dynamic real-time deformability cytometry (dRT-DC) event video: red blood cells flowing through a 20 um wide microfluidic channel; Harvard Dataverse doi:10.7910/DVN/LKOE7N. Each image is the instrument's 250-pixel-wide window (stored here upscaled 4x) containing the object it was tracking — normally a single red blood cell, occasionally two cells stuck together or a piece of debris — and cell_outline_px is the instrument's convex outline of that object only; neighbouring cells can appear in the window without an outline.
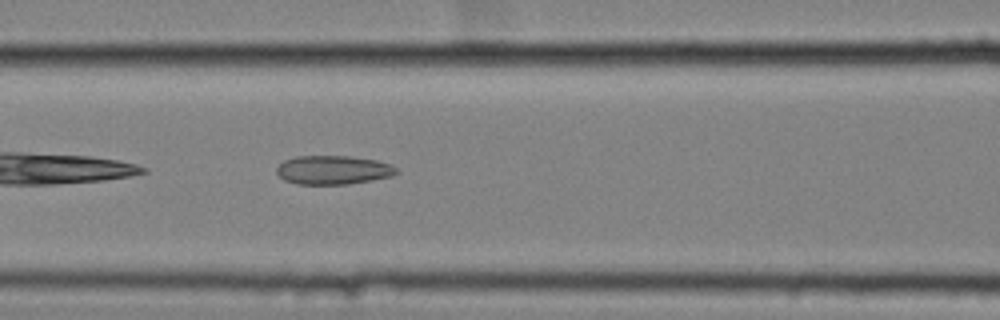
{"species": "common noctule bat (a hibernating species)", "species_latin": "Nyctalus noctula", "temperature_condition": "cold", "stored_images_in_passage": 39, "camera_frame_rate_fps": 3000, "um_per_image_px": 0.085, "animal": {"sex": "female", "body_mass_g": 25.1}, "frame": {"image": 1, "passage_image": 7, "time_ms": 2.0, "image_size_px": [1000, 320], "cell_outline_px": [[400, 172], [392, 176], [348, 184], [296, 184], [284, 180], [276, 172], [276, 168], [284, 160], [296, 156], [348, 156], [376, 160], [388, 164], [396, 168]], "centroid_in_image_um": [28.3, 14.45], "position_along_channel_um": 138.3, "area_um2": 20.06}}
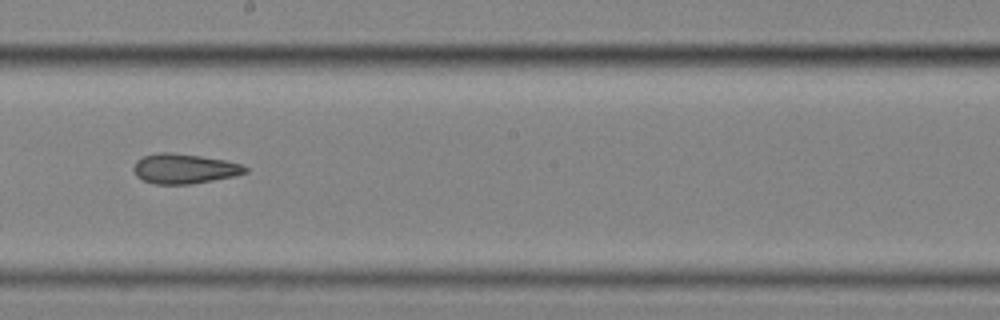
{"frame": {"image": 2, "passage_image": 15, "time_ms": 4.667, "image_size_px": [1000, 320], "cell_outline_px": [[248, 172], [236, 176], [188, 184], [156, 184], [144, 180], [136, 176], [132, 168], [136, 160], [144, 156], [160, 152], [172, 152], [200, 156], [224, 160], [240, 164], [248, 168]], "centroid_in_image_um": [15.65, 14.33], "position_along_channel_um": 232.6, "area_um2": 19.36}}
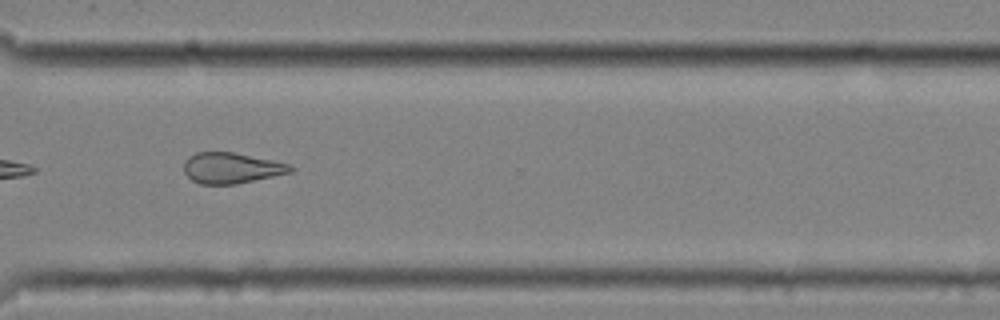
{"frame": {"image": 3, "passage_image": 25, "time_ms": 8.0, "image_size_px": [1000, 320], "cell_outline_px": [[296, 168], [292, 172], [236, 184], [200, 184], [192, 180], [184, 172], [184, 160], [188, 156], [196, 152], [232, 152], [292, 164]], "centroid_in_image_um": [19.68, 14.28], "position_along_channel_um": 350.9, "area_um2": 19.19}, "authors_computed_cell_mechanics": {"area_um2": 19.5364, "velocity_mm_per_s": 3.5384, "shape_relaxation_time_tau1_ms": null, "shape_relaxation_time_tau2_ms": 4.9926, "deformation_change_tau1": null, "deformation_change_tau2": 0.1415}}